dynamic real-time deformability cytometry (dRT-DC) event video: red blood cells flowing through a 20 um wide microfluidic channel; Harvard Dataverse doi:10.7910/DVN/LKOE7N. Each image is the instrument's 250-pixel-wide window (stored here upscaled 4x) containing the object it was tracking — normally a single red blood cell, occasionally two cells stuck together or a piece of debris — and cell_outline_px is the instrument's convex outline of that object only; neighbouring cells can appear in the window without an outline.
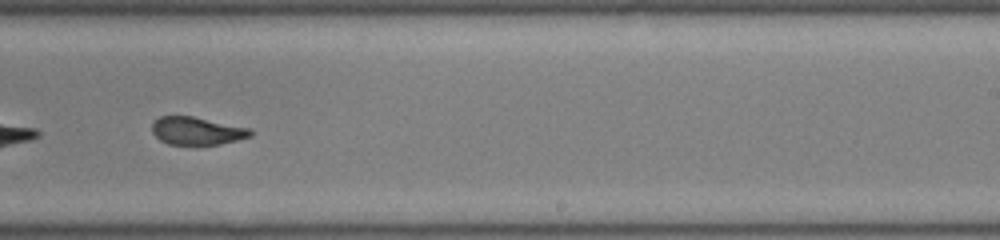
{"species": "common noctule bat (a hibernating species)", "species_latin": "Nyctalus noctula", "temperature_condition": "room temperature", "stored_images_in_passage": 27, "camera_frame_rate_fps": 3000, "um_per_image_px": 0.085, "animal": {"sex": "male", "body_mass_g": 19.0, "forearm_length_mm": 50.8}, "frame": {"image": 1, "passage_image": 16, "time_ms": 5.0, "image_size_px": [1000, 240], "cell_outline_px": [[252, 136], [220, 144], [196, 148], [168, 144], [160, 140], [152, 132], [152, 120], [160, 116], [192, 116], [248, 128], [252, 132]], "centroid_in_image_um": [16.68, 11.17], "position_along_channel_um": 272.3, "area_um2": 16.53}, "authors_computed_cell_mechanics": {"area_um2": 17.051, "velocity_mm_per_s": 4.087, "shape_relaxation_time_tau1_ms": null, "shape_relaxation_time_tau2_ms": 1.2146, "deformation_change_tau1": null, "deformation_change_tau2": 0.0664}}